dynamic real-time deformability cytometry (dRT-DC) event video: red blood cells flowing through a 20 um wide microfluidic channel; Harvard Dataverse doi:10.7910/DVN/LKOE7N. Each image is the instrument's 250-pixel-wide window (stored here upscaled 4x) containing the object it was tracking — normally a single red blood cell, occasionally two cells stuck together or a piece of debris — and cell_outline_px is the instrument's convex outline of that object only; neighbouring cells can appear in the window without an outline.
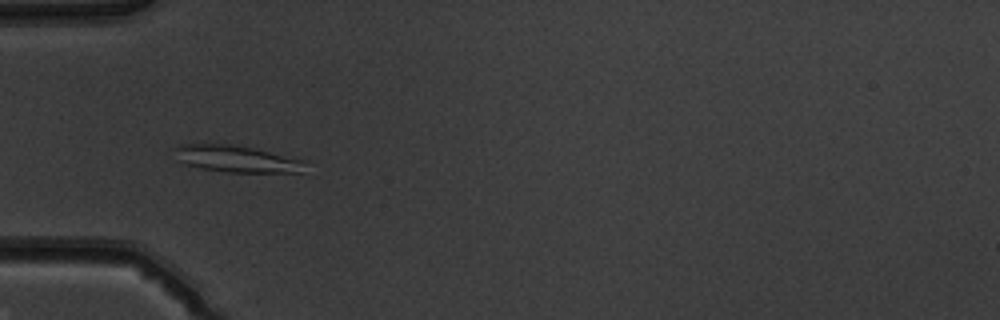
{"species": "common noctule bat (a hibernating species)", "species_latin": "Nyctalus noctula", "temperature_condition": "warm", "stored_images_in_passage": 37, "camera_frame_rate_fps": 3000, "um_per_image_px": 0.085, "animal": {"sex": "male", "body_mass_g": 19.5, "forearm_length_mm": 54.6}, "frame": {"image": 1, "passage_image": 3, "time_ms": 0.667, "image_size_px": [1000, 320], "cell_outline_px": [[308, 160], [304, 172], [228, 172], [200, 168], [184, 164], [180, 160], [172, 148], [180, 144], [224, 140]], "centroid_in_image_um": [20.12, 13.43], "position_along_channel_um": 64.9, "area_um2": 21.79}}
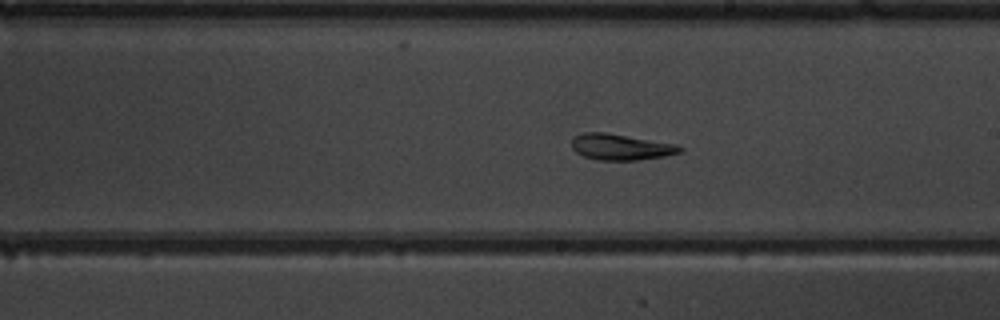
{"frame": {"image": 2, "passage_image": 16, "time_ms": 5.0, "image_size_px": [1000, 320], "cell_outline_px": [[684, 148], [680, 152], [664, 156], [636, 160], [596, 160], [584, 156], [576, 152], [572, 148], [572, 136], [584, 132], [608, 132], [676, 144]], "centroid_in_image_um": [52.73, 12.48], "position_along_channel_um": 236.3, "area_um2": 16.53}}
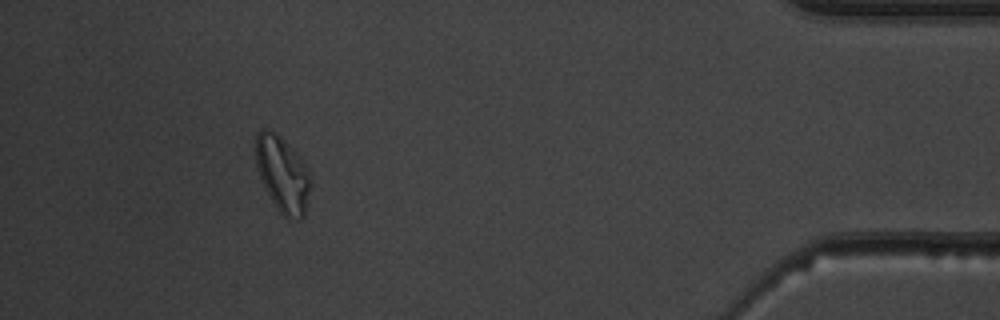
{"frame": {"image": 3, "passage_image": 33, "time_ms": 10.667, "image_size_px": [1000, 320], "cell_outline_px": [[312, 184], [304, 216], [300, 220], [288, 220], [276, 208], [260, 176], [256, 164], [252, 148], [256, 132], [264, 128], [268, 128], [300, 156], [312, 176]], "centroid_in_image_um": [24.02, 14.81], "position_along_channel_um": 411.2, "area_um2": 24.62}, "authors_computed_cell_mechanics": {"area_um2": 16.5886, "velocity_mm_per_s": 4.0124, "shape_relaxation_time_tau1_ms": null, "shape_relaxation_time_tau2_ms": 6.7233, "deformation_change_tau1": null, "deformation_change_tau2": 0.1354}}